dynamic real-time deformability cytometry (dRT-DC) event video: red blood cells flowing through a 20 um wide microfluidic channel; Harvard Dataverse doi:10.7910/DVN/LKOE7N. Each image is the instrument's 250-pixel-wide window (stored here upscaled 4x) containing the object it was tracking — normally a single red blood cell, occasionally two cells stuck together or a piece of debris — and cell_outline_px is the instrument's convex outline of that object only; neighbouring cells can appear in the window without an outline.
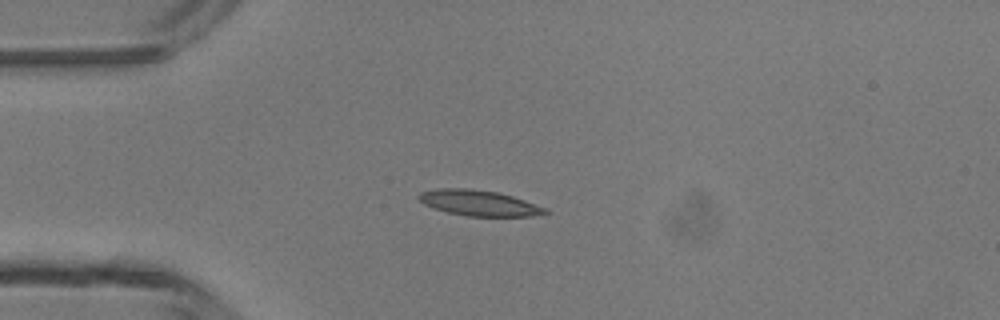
{"species": "common noctule bat (a hibernating species)", "species_latin": "Nyctalus noctula", "temperature_condition": "room temperature", "stored_images_in_passage": 2, "camera_frame_rate_fps": 3000, "um_per_image_px": 0.085, "animal": {"sex": "male", "body_mass_g": 13.3}, "frame": {"image": 1, "passage_image": 2, "time_ms": 1.0, "image_size_px": [1000, 320], "cell_outline_px": [[548, 212], [532, 216], [468, 216], [448, 212], [432, 208], [424, 204], [416, 196], [420, 192], [436, 188], [468, 188], [496, 192], [512, 196], [548, 208]], "centroid_in_image_um": [40.68, 17.25], "position_along_channel_um": 44.3, "area_um2": 18.84}}